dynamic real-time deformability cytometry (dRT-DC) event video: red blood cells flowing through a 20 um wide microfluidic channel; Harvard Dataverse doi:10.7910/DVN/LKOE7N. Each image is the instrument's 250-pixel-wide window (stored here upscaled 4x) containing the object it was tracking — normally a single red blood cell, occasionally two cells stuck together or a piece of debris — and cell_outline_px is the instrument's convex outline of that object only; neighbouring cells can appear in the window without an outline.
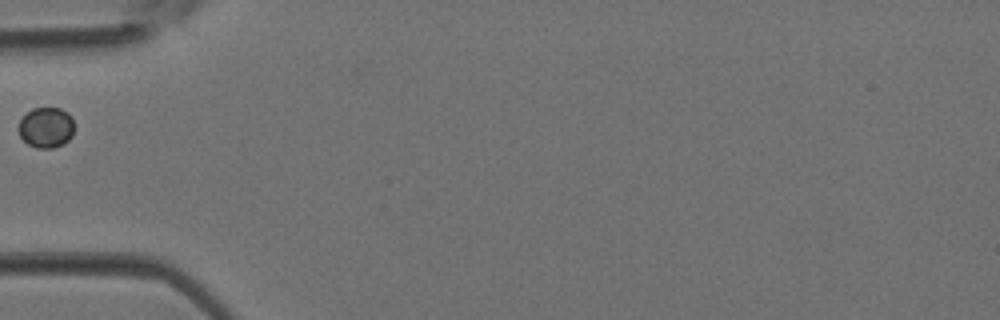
{"species": "Egyptian fruit bat (a non-hibernating species)", "species_latin": "Rousettus aegyptiacus", "temperature_condition": "room temperature", "stored_images_in_passage": 2, "camera_frame_rate_fps": 3000, "um_per_image_px": 0.085, "animal": {"sex": "female"}, "frame": {"image": 1, "passage_image": 2, "time_ms": 0.333, "image_size_px": [1000, 320], "cell_outline_px": [[72, 136], [64, 144], [52, 148], [36, 148], [28, 144], [20, 136], [16, 128], [20, 120], [32, 108], [60, 108], [68, 112], [72, 116]], "centroid_in_image_um": [3.9, 10.84], "position_along_channel_um": 81.1, "area_um2": 13.24}}